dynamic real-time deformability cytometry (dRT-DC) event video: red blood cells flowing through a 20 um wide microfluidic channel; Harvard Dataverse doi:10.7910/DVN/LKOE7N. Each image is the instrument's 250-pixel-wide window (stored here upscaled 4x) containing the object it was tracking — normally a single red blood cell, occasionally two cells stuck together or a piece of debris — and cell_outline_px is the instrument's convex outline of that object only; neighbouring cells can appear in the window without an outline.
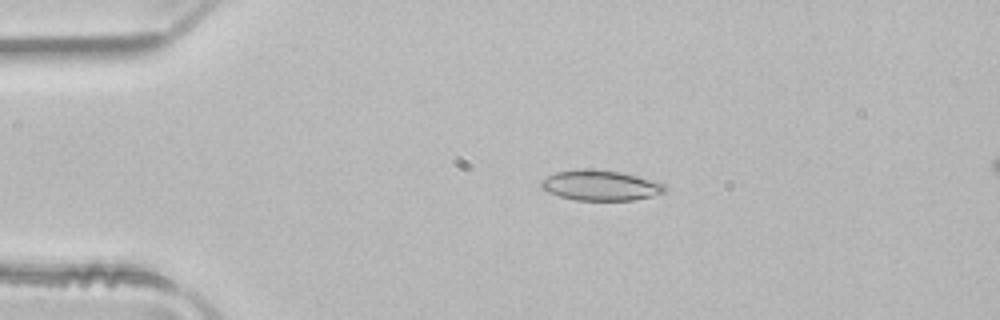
{"species": "common noctule bat (a hibernating species)", "species_latin": "Nyctalus noctula", "temperature_condition": "room temperature", "stored_images_in_passage": 5, "camera_frame_rate_fps": 3000, "um_per_image_px": 0.085, "animal": {"sex": "male", "body_mass_g": 21.5, "forearm_length_mm": 52.0}, "frame": {"image": 1, "passage_image": 3, "time_ms": 0.667, "image_size_px": [1000, 320], "cell_outline_px": [[668, 188], [664, 192], [652, 196], [632, 200], [576, 200], [560, 196], [548, 192], [540, 184], [540, 180], [556, 172], [588, 168], [592, 168], [620, 172], [636, 176], [664, 184]], "centroid_in_image_um": [51.03, 15.75], "position_along_channel_um": 34.0, "area_um2": 21.62}}
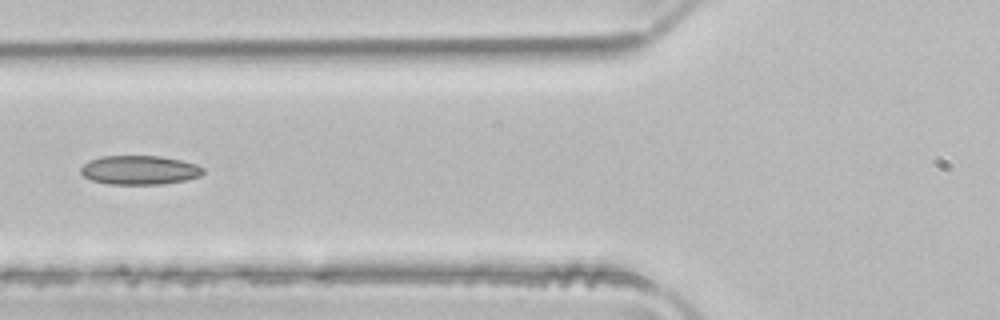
{"frame": {"image": 2, "passage_image": 5, "time_ms": 1.333, "image_size_px": [1000, 320], "cell_outline_px": [[204, 172], [200, 176], [184, 180], [164, 184], [108, 184], [92, 180], [84, 176], [80, 172], [80, 168], [84, 164], [100, 156], [160, 156], [180, 160], [196, 164], [204, 168]], "centroid_in_image_um": [11.86, 14.45], "position_along_channel_um": 113.9, "area_um2": 20.63}}